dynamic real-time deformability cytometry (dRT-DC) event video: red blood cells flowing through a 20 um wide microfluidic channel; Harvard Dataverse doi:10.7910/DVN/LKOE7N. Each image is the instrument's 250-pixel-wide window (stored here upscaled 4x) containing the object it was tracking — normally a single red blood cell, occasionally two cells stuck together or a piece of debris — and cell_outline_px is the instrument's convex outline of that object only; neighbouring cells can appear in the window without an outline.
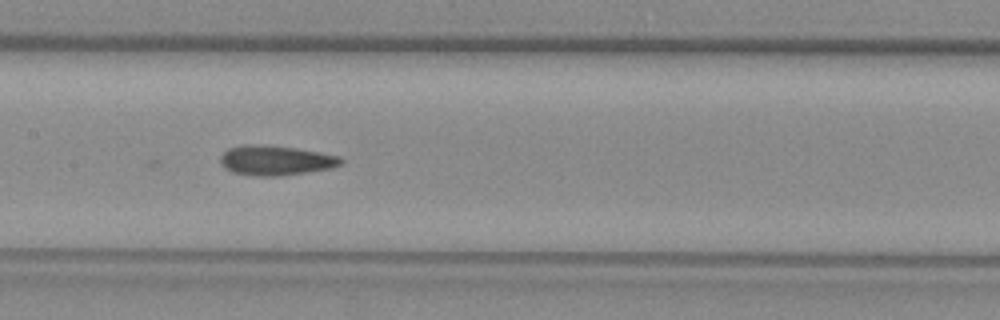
{"species": "common noctule bat (a hibernating species)", "species_latin": "Nyctalus noctula", "temperature_condition": "warm", "stored_images_in_passage": 51, "camera_frame_rate_fps": 3000, "um_per_image_px": 0.085, "animal": {"sex": "female", "body_mass_g": 29.2, "forearm_length_mm": 56.3}, "frame": {"image": 1, "passage_image": 25, "time_ms": 8.0, "image_size_px": [1000, 320], "cell_outline_px": [[344, 160], [340, 164], [332, 168], [280, 176], [256, 176], [232, 172], [224, 168], [220, 164], [220, 156], [228, 148], [244, 144], [264, 144], [296, 148], [320, 152], [340, 156]], "centroid_in_image_um": [23.41, 13.62], "position_along_channel_um": 184.0, "area_um2": 21.15}}
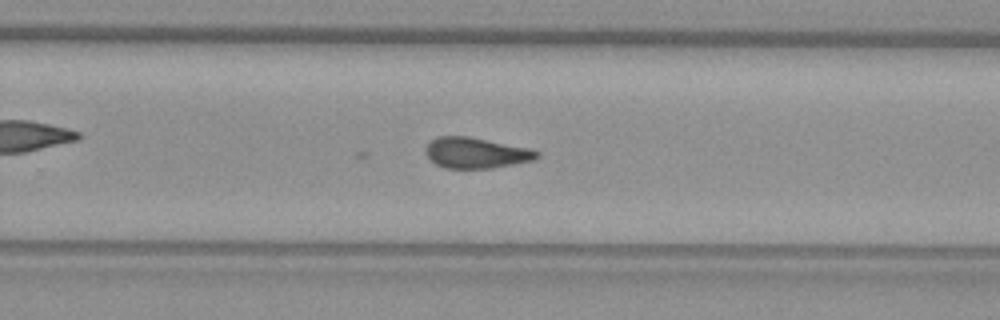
{"frame": {"image": 2, "passage_image": 33, "time_ms": 10.667, "image_size_px": [1000, 320], "cell_outline_px": [[540, 156], [532, 160], [492, 168], [444, 168], [436, 164], [428, 156], [424, 148], [436, 136], [468, 136], [532, 148], [540, 152]], "centroid_in_image_um": [40.48, 12.98], "position_along_channel_um": 289.3, "area_um2": 19.94}}
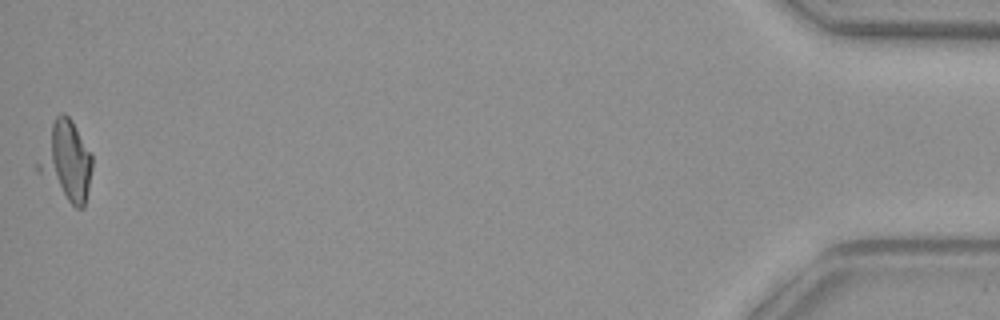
{"frame": {"image": 3, "passage_image": 51, "time_ms": 16.667, "image_size_px": [1000, 320], "cell_outline_px": [[92, 168], [84, 208], [76, 208], [36, 172], [36, 164], [52, 124], [56, 116], [60, 112], [64, 112], [72, 120], [92, 156]], "centroid_in_image_um": [5.62, 13.71], "position_along_channel_um": 429.6, "area_um2": 24.51}}